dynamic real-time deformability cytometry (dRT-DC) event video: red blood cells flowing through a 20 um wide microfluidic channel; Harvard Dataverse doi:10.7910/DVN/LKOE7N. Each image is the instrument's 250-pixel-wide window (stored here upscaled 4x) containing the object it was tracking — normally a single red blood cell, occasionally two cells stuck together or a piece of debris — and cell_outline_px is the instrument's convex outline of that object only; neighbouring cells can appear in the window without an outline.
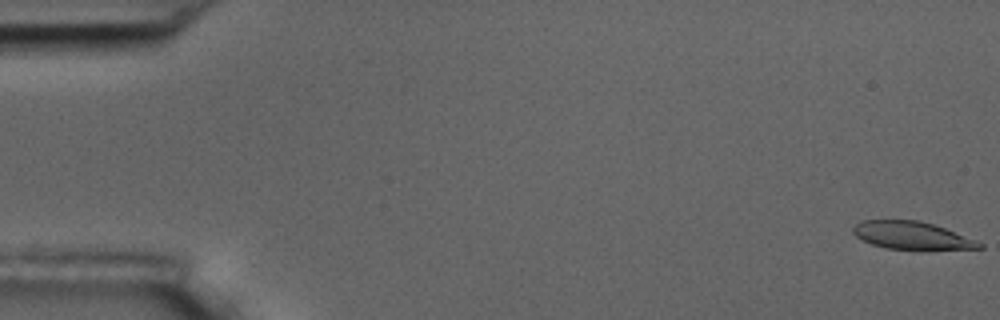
{"species": "common noctule bat (a hibernating species)", "species_latin": "Nyctalus noctula", "temperature_condition": "room temperature", "stored_images_in_passage": 12, "camera_frame_rate_fps": 3000, "um_per_image_px": 0.085, "animal": {"sex": "male", "body_mass_g": 17.5, "forearm_length_mm": 52.3}, "frame": {"image": 1, "passage_image": 1, "time_ms": 0.0, "image_size_px": [1000, 320], "cell_outline_px": [[984, 248], [884, 248], [872, 244], [856, 236], [852, 232], [852, 228], [860, 220], [920, 220], [944, 228], [976, 240], [984, 244]], "centroid_in_image_um": [77.45, 19.98], "position_along_channel_um": 7.6, "area_um2": 19.77}}